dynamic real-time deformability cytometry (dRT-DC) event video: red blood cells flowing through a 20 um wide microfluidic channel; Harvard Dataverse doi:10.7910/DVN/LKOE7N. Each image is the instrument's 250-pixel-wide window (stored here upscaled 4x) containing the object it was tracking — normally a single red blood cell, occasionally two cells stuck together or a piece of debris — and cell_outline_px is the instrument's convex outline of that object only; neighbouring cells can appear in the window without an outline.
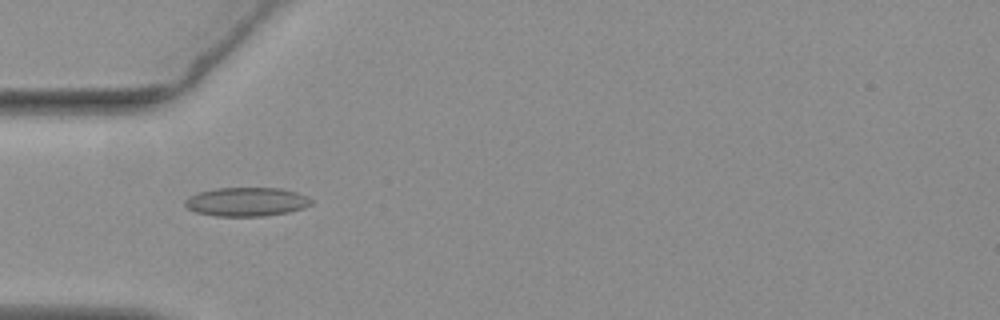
{"species": "common noctule bat (a hibernating species)", "species_latin": "Nyctalus noctula", "temperature_condition": "warm", "stored_images_in_passage": 40, "camera_frame_rate_fps": 3000, "um_per_image_px": 0.085, "animal": {"sex": "female", "body_mass_g": 19.3, "forearm_length_mm": 54.1}, "frame": {"image": 1, "passage_image": 2, "time_ms": 0.333, "image_size_px": [1000, 320], "cell_outline_px": [[312, 204], [304, 208], [288, 212], [264, 216], [216, 216], [196, 212], [188, 208], [184, 204], [184, 200], [188, 196], [200, 192], [216, 188], [280, 188], [296, 192], [308, 196], [312, 200]], "centroid_in_image_um": [20.96, 17.15], "position_along_channel_um": 64.0, "area_um2": 21.27}}
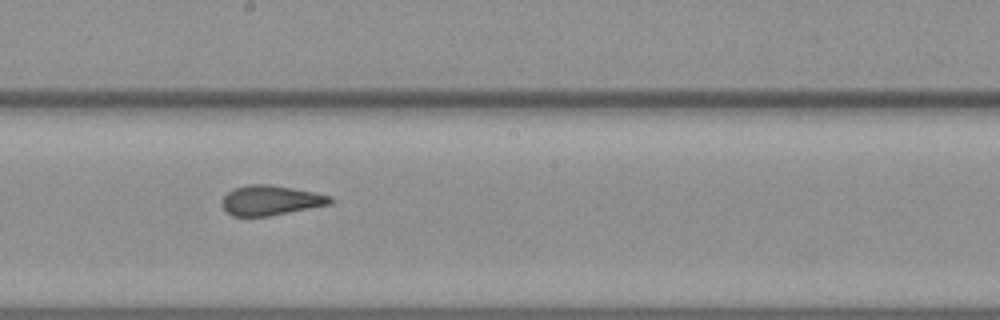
{"frame": {"image": 2, "passage_image": 15, "time_ms": 4.667, "image_size_px": [1000, 320], "cell_outline_px": [[332, 204], [268, 216], [232, 216], [220, 204], [224, 196], [228, 192], [236, 188], [248, 184], [268, 184], [292, 188], [332, 196]], "centroid_in_image_um": [23.0, 17.03], "position_along_channel_um": 225.2, "area_um2": 18.67}}
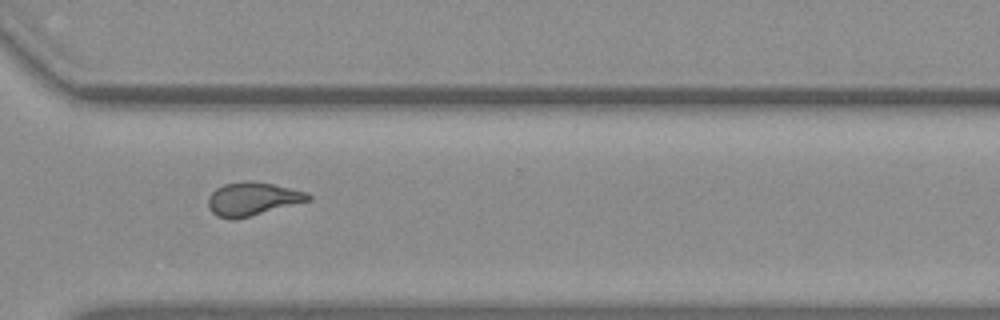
{"frame": {"image": 3, "passage_image": 25, "time_ms": 8.0, "image_size_px": [1000, 320], "cell_outline_px": [[312, 200], [232, 220], [216, 216], [208, 208], [208, 196], [216, 188], [224, 184], [240, 180], [248, 180], [272, 184], [308, 192], [312, 196]], "centroid_in_image_um": [21.44, 16.89], "position_along_channel_um": 349.2, "area_um2": 19.48}, "authors_computed_cell_mechanics": {"area_um2": 19.1896, "velocity_mm_per_s": 3.7303, "shape_relaxation_time_tau1_ms": null, "shape_relaxation_time_tau2_ms": 1.5741, "deformation_change_tau1": null, "deformation_change_tau2": 0.0829}}